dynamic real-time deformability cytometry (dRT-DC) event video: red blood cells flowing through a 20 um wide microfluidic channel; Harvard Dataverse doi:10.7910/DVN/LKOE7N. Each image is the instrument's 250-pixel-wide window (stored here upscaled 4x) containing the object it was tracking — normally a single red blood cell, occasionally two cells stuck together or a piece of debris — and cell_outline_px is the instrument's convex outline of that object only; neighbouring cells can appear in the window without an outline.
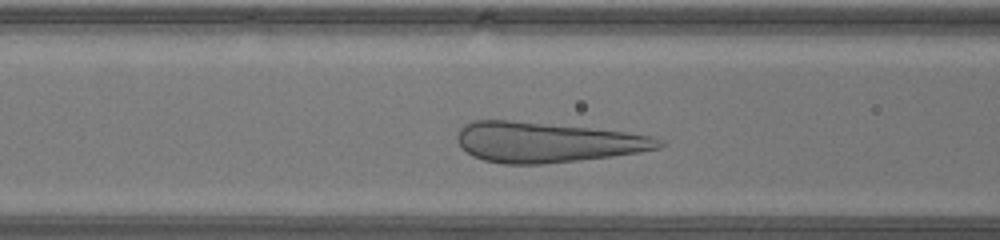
{"species": "human", "species_latin": "Homo sapiens", "temperature_condition": "warm", "stored_images_in_passage": 28, "camera_frame_rate_fps": 3000, "um_per_image_px": 0.085, "donor": {"sex": "male"}, "frame": {"image": 1, "passage_image": 10, "time_ms": 3.0, "image_size_px": [1000, 240], "cell_outline_px": [[664, 144], [660, 148], [640, 152], [612, 156], [544, 164], [504, 164], [484, 160], [472, 156], [460, 148], [456, 136], [460, 128], [464, 124], [476, 120], [508, 120], [588, 128], [624, 132], [652, 136], [660, 140]], "centroid_in_image_um": [46.43, 12.1], "position_along_channel_um": 120.2, "area_um2": 46.99}}
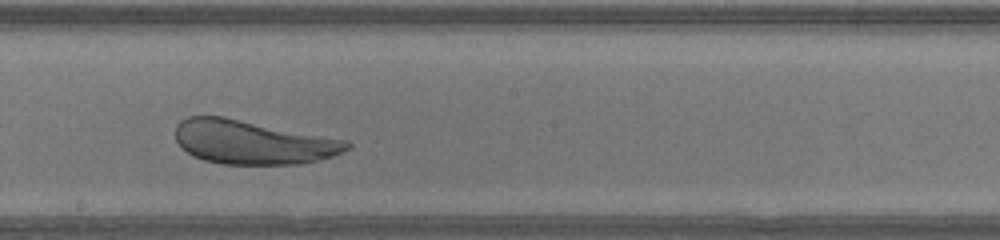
{"frame": {"image": 2, "passage_image": 17, "time_ms": 5.333, "image_size_px": [1000, 240], "cell_outline_px": [[352, 144], [344, 152], [332, 156], [300, 164], [220, 164], [204, 160], [192, 156], [176, 140], [176, 124], [180, 120], [188, 116], [224, 116], [348, 140]], "centroid_in_image_um": [21.48, 12.08], "position_along_channel_um": 226.7, "area_um2": 43.93}}
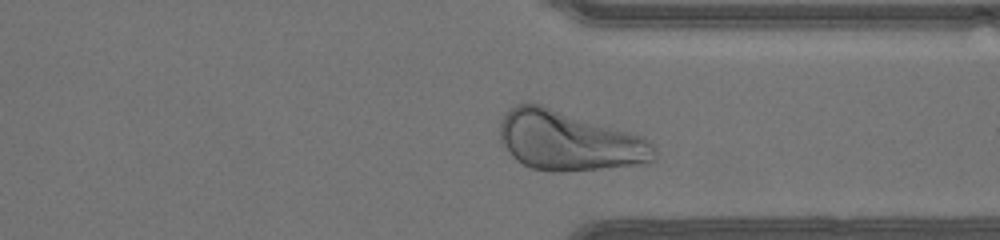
{"frame": {"image": 3, "passage_image": 26, "time_ms": 8.333, "image_size_px": [1000, 240], "cell_outline_px": [[656, 160], [652, 164], [560, 172], [552, 172], [532, 168], [516, 160], [508, 152], [500, 140], [500, 120], [508, 108], [516, 104], [540, 104], [628, 132], [640, 136], [648, 140], [656, 148]], "centroid_in_image_um": [48.37, 12.0], "position_along_channel_um": 363.0, "area_um2": 53.58}}